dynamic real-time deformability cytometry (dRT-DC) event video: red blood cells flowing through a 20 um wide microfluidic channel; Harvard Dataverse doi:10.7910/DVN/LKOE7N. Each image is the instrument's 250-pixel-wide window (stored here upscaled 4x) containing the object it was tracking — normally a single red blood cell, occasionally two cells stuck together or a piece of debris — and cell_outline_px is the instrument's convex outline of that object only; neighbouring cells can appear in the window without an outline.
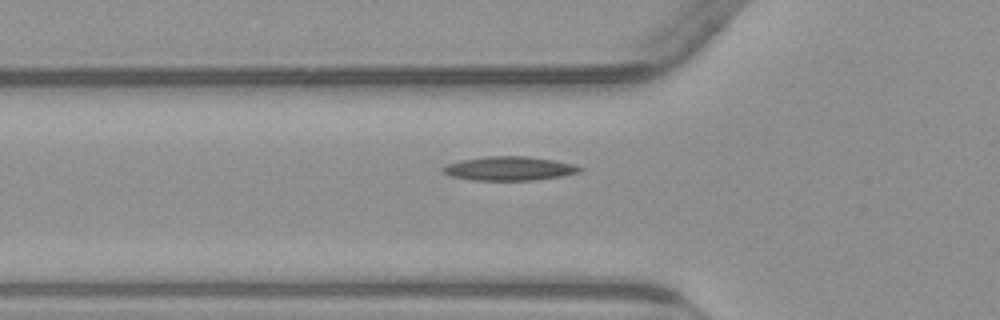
{"species": "common noctule bat (a hibernating species)", "species_latin": "Nyctalus noctula", "temperature_condition": "warm", "stored_images_in_passage": 39, "camera_frame_rate_fps": 3000, "um_per_image_px": 0.085, "animal": {"sex": "male", "body_mass_g": 23.1, "forearm_length_mm": 52.7}, "frame": {"image": 1, "passage_image": 5, "time_ms": 1.333, "image_size_px": [1000, 320], "cell_outline_px": [[584, 168], [580, 172], [560, 176], [532, 180], [472, 180], [452, 176], [444, 172], [440, 168], [448, 164], [460, 160], [484, 156], [528, 156], [576, 164]], "centroid_in_image_um": [43.3, 14.31], "position_along_channel_um": 82.5, "area_um2": 19.07}}
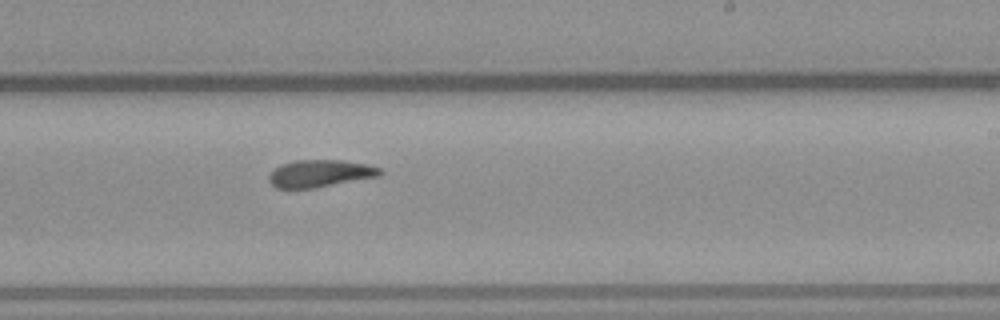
{"frame": {"image": 2, "passage_image": 19, "time_ms": 6.0, "image_size_px": [1000, 320], "cell_outline_px": [[384, 172], [380, 176], [312, 188], [276, 188], [268, 180], [268, 176], [280, 164], [296, 160], [340, 160], [368, 164], [380, 168]], "centroid_in_image_um": [27.22, 14.74], "position_along_channel_um": 261.8, "area_um2": 17.57}}
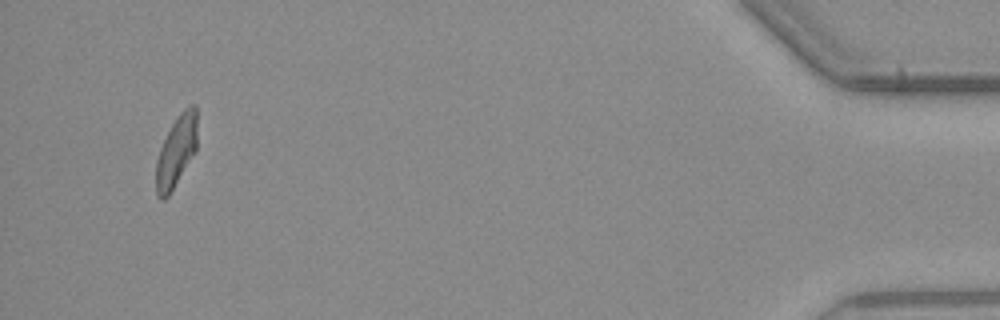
{"frame": {"image": 3, "passage_image": 38, "time_ms": 12.333, "image_size_px": [1000, 320], "cell_outline_px": [[196, 152], [168, 196], [164, 200], [160, 200], [156, 196], [156, 160], [160, 148], [176, 116], [184, 108], [192, 104], [196, 104]], "centroid_in_image_um": [14.98, 12.87], "position_along_channel_um": 420.2, "area_um2": 17.11}}